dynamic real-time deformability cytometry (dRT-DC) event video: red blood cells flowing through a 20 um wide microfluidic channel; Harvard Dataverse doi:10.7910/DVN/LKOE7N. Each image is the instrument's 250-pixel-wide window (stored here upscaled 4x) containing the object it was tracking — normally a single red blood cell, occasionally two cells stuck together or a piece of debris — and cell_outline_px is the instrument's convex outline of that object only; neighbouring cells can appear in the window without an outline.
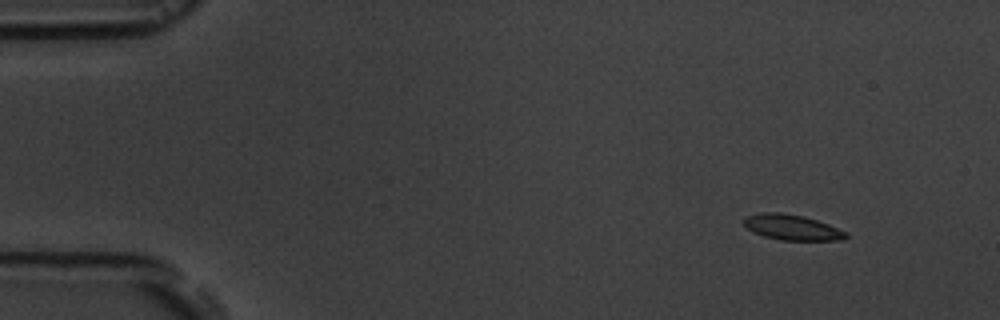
{"species": "common noctule bat (a hibernating species)", "species_latin": "Nyctalus noctula", "temperature_condition": "room temperature", "stored_images_in_passage": 5, "camera_frame_rate_fps": 3000, "um_per_image_px": 0.085, "animal": {"sex": "male", "body_mass_g": 19.5, "forearm_length_mm": 54.6}, "frame": {"image": 1, "passage_image": 1, "time_ms": 0.0, "image_size_px": [1000, 320], "cell_outline_px": [[848, 236], [844, 240], [780, 240], [764, 236], [752, 232], [744, 224], [744, 216], [760, 212], [780, 212], [804, 216], [828, 224], [848, 232]], "centroid_in_image_um": [67.32, 19.32], "position_along_channel_um": 17.7, "area_um2": 15.26}}
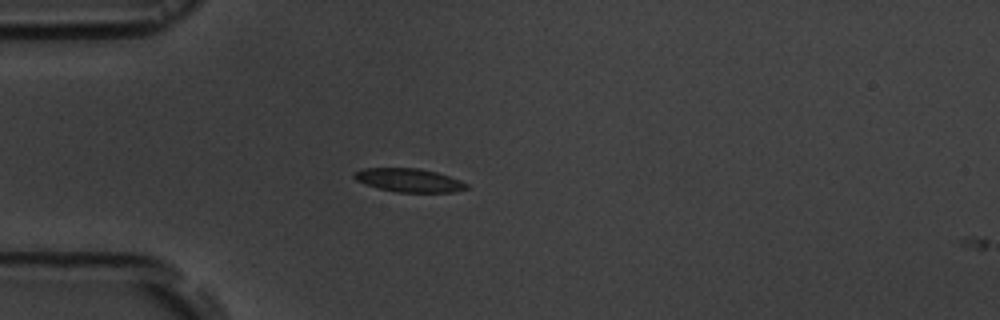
{"frame": {"image": 2, "passage_image": 4, "time_ms": 3.333, "image_size_px": [1000, 320], "cell_outline_px": [[468, 188], [452, 192], [396, 192], [364, 184], [356, 180], [352, 176], [352, 172], [364, 168], [416, 168], [436, 172], [460, 180], [468, 184]], "centroid_in_image_um": [34.72, 15.31], "position_along_channel_um": 50.3, "area_um2": 15.32}}